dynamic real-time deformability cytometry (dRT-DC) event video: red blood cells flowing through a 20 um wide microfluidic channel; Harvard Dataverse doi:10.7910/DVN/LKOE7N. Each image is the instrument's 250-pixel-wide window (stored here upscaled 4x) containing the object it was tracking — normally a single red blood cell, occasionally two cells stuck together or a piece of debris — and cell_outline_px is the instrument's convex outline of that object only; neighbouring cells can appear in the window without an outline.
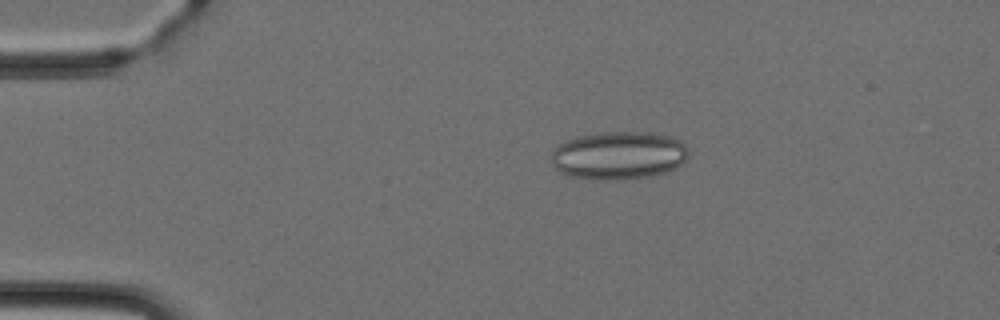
{"species": "Egyptian fruit bat (a non-hibernating species)", "species_latin": "Rousettus aegyptiacus", "temperature_condition": "cold", "stored_images_in_passage": 4, "camera_frame_rate_fps": 3000, "um_per_image_px": 0.085, "animal": {"sex": "female"}, "frame": {"image": 1, "passage_image": 3, "time_ms": 2.333, "image_size_px": [1000, 320], "cell_outline_px": [[688, 156], [676, 168], [668, 172], [648, 176], [624, 180], [600, 180], [572, 176], [560, 172], [552, 164], [552, 152], [556, 144], [576, 136], [604, 132], [648, 132], [668, 136], [680, 140], [688, 148]], "centroid_in_image_um": [52.58, 13.21], "position_along_channel_um": 32.4, "area_um2": 38.67}}